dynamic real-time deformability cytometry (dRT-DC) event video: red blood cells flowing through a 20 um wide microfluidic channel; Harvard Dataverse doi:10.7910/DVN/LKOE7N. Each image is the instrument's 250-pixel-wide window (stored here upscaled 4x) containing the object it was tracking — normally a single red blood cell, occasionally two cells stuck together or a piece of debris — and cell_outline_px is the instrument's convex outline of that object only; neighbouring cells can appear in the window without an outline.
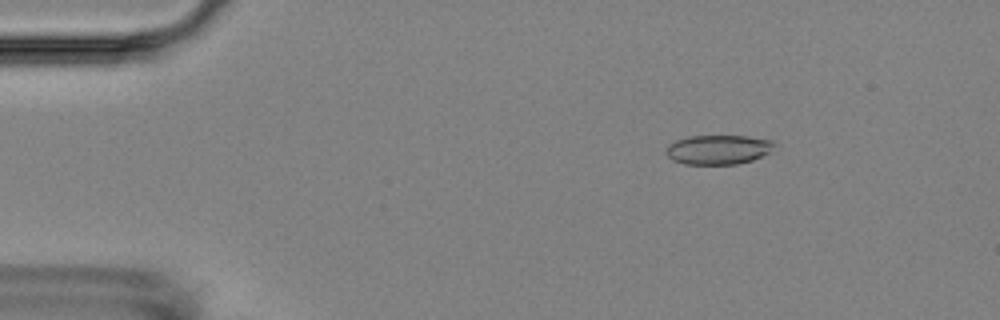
{"species": "Egyptian fruit bat (a non-hibernating species)", "species_latin": "Rousettus aegyptiacus", "temperature_condition": "room temperature", "stored_images_in_passage": 7, "camera_frame_rate_fps": 3000, "um_per_image_px": 0.085, "animal": {"sex": "female"}, "frame": {"image": 1, "passage_image": 2, "time_ms": 1.333, "image_size_px": [1000, 320], "cell_outline_px": [[780, 144], [768, 152], [752, 160], [736, 164], [684, 164], [672, 160], [664, 152], [668, 144], [676, 140], [688, 136], [748, 136], [772, 140]], "centroid_in_image_um": [61.05, 12.71], "position_along_channel_um": 24.0, "area_um2": 18.73}}
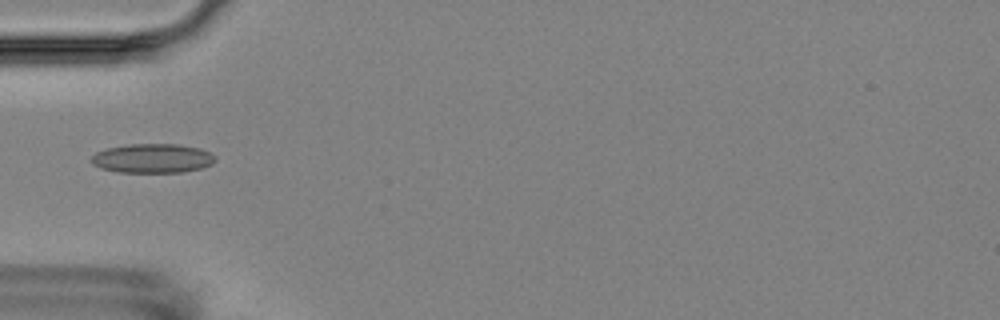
{"frame": {"image": 2, "passage_image": 5, "time_ms": 4.667, "image_size_px": [1000, 320], "cell_outline_px": [[216, 160], [212, 164], [200, 168], [180, 172], [116, 172], [100, 168], [92, 164], [92, 156], [96, 152], [108, 148], [128, 144], [180, 144], [200, 148], [216, 156]], "centroid_in_image_um": [12.97, 13.45], "position_along_channel_um": 72.0, "area_um2": 21.1}}
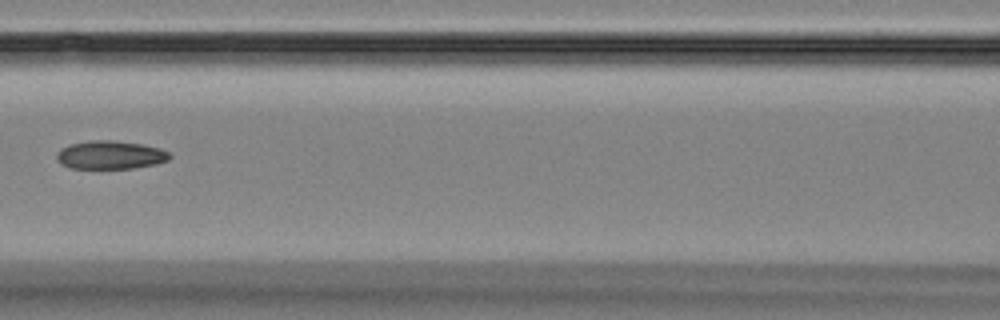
{"frame": {"image": 3, "passage_image": 7, "time_ms": 7.0, "image_size_px": [1000, 320], "cell_outline_px": [[172, 156], [168, 160], [156, 164], [132, 168], [68, 168], [60, 164], [56, 160], [56, 156], [60, 148], [72, 144], [92, 140], [112, 140], [140, 144], [160, 148], [168, 152]], "centroid_in_image_um": [9.36, 13.17], "position_along_channel_um": 157.2, "area_um2": 18.61}}